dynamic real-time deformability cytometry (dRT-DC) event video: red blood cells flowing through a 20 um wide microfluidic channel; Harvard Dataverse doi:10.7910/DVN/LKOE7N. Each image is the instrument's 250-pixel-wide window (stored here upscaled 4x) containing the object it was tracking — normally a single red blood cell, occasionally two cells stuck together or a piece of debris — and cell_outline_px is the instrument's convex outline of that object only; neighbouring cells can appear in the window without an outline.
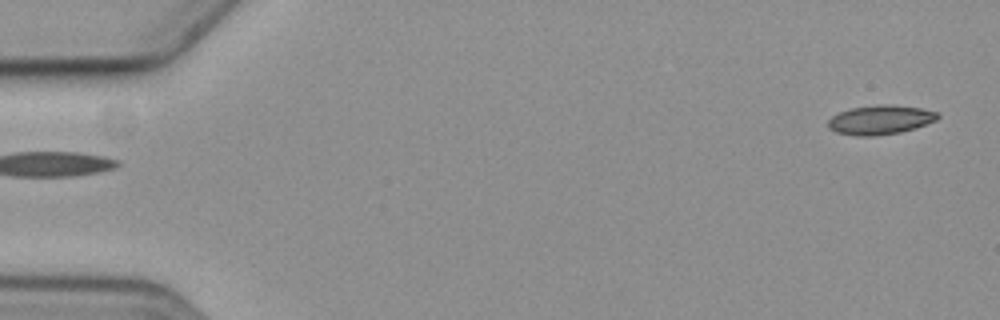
{"species": "common noctule bat (a hibernating species)", "species_latin": "Nyctalus noctula", "temperature_condition": "cold", "stored_images_in_passage": 6, "segment_of_instrument_passage": [2, 2], "camera_frame_rate_fps": 3000, "um_per_image_px": 0.085, "animal": {"sex": "female", "body_mass_g": 19.3, "forearm_length_mm": 54.1}, "frame": {"image": 1, "passage_image": 6, "time_ms": 5.667, "image_size_px": [1000, 320], "cell_outline_px": [[940, 116], [936, 120], [916, 128], [900, 132], [876, 136], [856, 136], [836, 132], [828, 128], [828, 120], [832, 116], [840, 112], [852, 108], [880, 104], [888, 104], [920, 108], [940, 112]], "centroid_in_image_um": [74.84, 10.19], "position_along_channel_um": 10.2, "area_um2": 18.73}}